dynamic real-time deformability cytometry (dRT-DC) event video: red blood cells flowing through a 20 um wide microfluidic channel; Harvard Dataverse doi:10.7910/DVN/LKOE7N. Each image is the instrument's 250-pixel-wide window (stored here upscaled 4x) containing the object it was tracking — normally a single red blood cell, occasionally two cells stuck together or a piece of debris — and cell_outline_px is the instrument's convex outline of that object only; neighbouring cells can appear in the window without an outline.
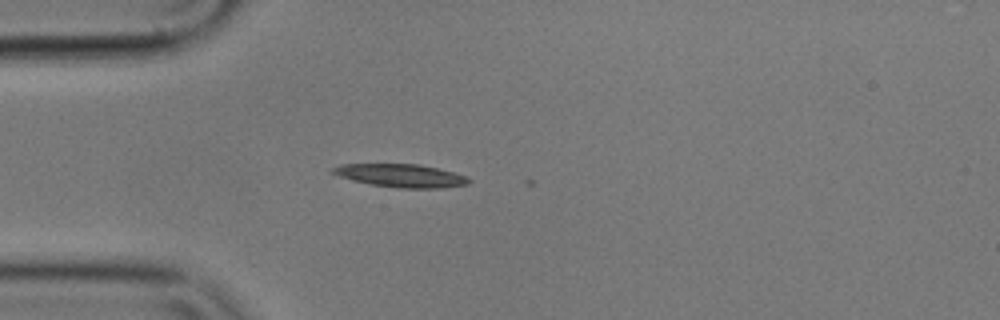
{"species": "common noctule bat (a hibernating species)", "species_latin": "Nyctalus noctula", "temperature_condition": "cold", "stored_images_in_passage": 2, "camera_frame_rate_fps": 3000, "um_per_image_px": 0.085, "animal": {"sex": "male", "body_mass_g": 17.9}, "frame": {"image": 1, "passage_image": 1, "time_ms": 0.0, "image_size_px": [1000, 320], "cell_outline_px": [[472, 180], [468, 184], [440, 188], [400, 188], [372, 184], [352, 180], [328, 172], [332, 168], [340, 164], [420, 164], [468, 176]], "centroid_in_image_um": [34.08, 14.92], "position_along_channel_um": 50.9, "area_um2": 18.26}}